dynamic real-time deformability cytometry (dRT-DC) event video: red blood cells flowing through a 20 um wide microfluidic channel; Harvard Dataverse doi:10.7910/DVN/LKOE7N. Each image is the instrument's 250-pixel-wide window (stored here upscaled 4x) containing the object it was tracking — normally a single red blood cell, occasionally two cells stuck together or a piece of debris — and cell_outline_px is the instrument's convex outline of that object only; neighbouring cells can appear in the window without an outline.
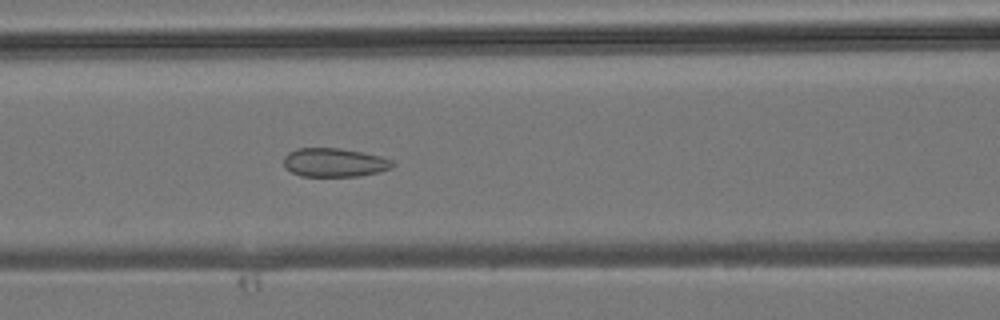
{"species": "common noctule bat (a hibernating species)", "species_latin": "Nyctalus noctula", "temperature_condition": "room temperature", "stored_images_in_passage": 32, "camera_frame_rate_fps": 3000, "um_per_image_px": 0.085, "animal": {"sex": "male", "body_mass_g": 19.2, "forearm_length_mm": 51.8}, "frame": {"image": 1, "passage_image": 8, "time_ms": 2.333, "image_size_px": [1000, 320], "cell_outline_px": [[396, 164], [392, 168], [380, 172], [360, 176], [300, 176], [292, 172], [284, 164], [284, 156], [288, 152], [296, 148], [340, 148], [364, 152], [380, 156], [392, 160]], "centroid_in_image_um": [28.46, 13.81], "position_along_channel_um": 138.1, "area_um2": 18.38}}
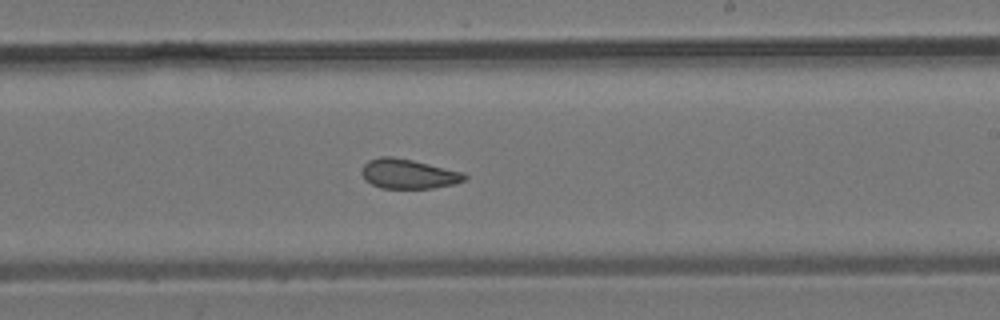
{"frame": {"image": 2, "passage_image": 15, "time_ms": 4.667, "image_size_px": [1000, 320], "cell_outline_px": [[468, 176], [464, 180], [456, 184], [432, 188], [380, 188], [364, 180], [360, 172], [364, 164], [368, 160], [380, 156], [392, 156], [412, 160], [464, 172]], "centroid_in_image_um": [34.69, 14.78], "position_along_channel_um": 254.3, "area_um2": 17.92}}
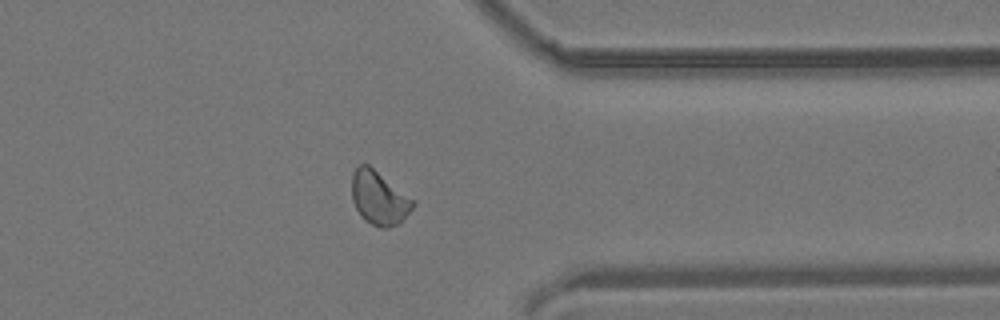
{"frame": {"image": 3, "passage_image": 23, "time_ms": 7.333, "image_size_px": [1000, 320], "cell_outline_px": [[416, 204], [400, 224], [388, 228], [380, 228], [364, 220], [360, 216], [352, 200], [352, 172], [360, 164], [368, 164], [416, 200]], "centroid_in_image_um": [32.24, 16.84], "position_along_channel_um": 379.2, "area_um2": 19.42}}